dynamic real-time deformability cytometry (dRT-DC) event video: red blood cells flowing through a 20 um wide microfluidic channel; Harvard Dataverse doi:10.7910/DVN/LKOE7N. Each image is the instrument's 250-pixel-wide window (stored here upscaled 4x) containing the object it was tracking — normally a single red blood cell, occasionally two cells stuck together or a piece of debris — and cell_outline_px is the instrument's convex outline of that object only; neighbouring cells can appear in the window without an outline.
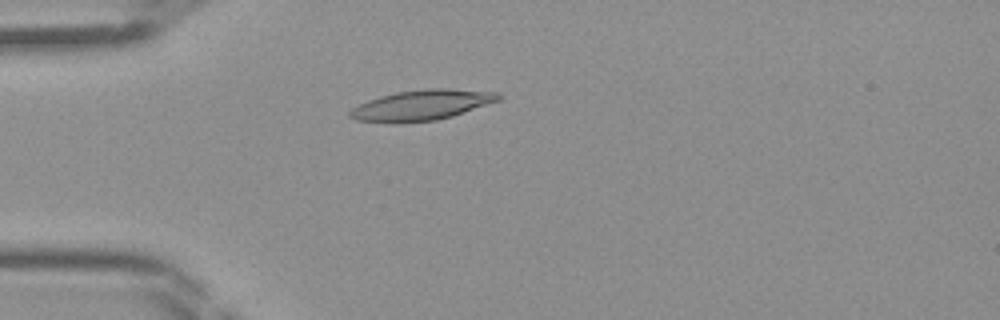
{"species": "Egyptian fruit bat (a non-hibernating species)", "species_latin": "Rousettus aegyptiacus", "temperature_condition": "room temperature", "stored_images_in_passage": 46, "camera_frame_rate_fps": 3000, "um_per_image_px": 0.085, "frame": {"image": 1, "passage_image": 13, "time_ms": 4.0, "image_size_px": [1000, 320], "cell_outline_px": [[504, 96], [500, 100], [452, 116], [436, 120], [396, 124], [356, 120], [348, 116], [348, 112], [352, 108], [368, 100], [380, 96], [396, 92], [428, 88], [448, 88], [500, 92]], "centroid_in_image_um": [35.85, 8.94], "position_along_channel_um": 49.1, "area_um2": 26.65}}
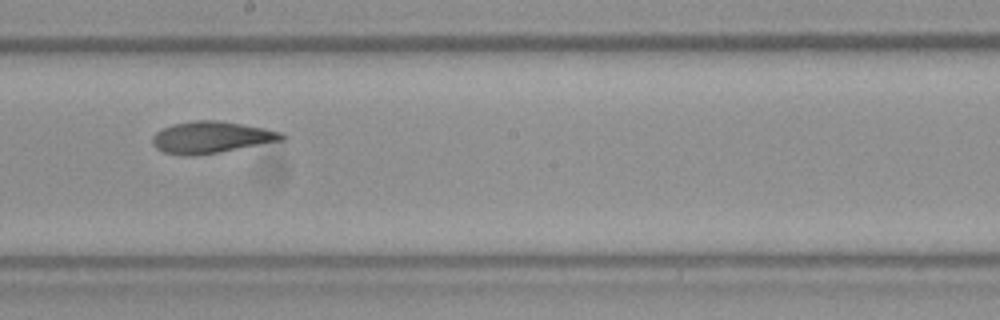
{"frame": {"image": 2, "passage_image": 26, "time_ms": 8.333, "image_size_px": [1000, 320], "cell_outline_px": [[288, 136], [284, 140], [220, 152], [196, 156], [184, 156], [164, 152], [156, 148], [152, 140], [152, 136], [156, 132], [172, 124], [192, 120], [216, 120], [264, 128], [284, 132]], "centroid_in_image_um": [17.98, 11.67], "position_along_channel_um": 230.2, "area_um2": 24.04}}
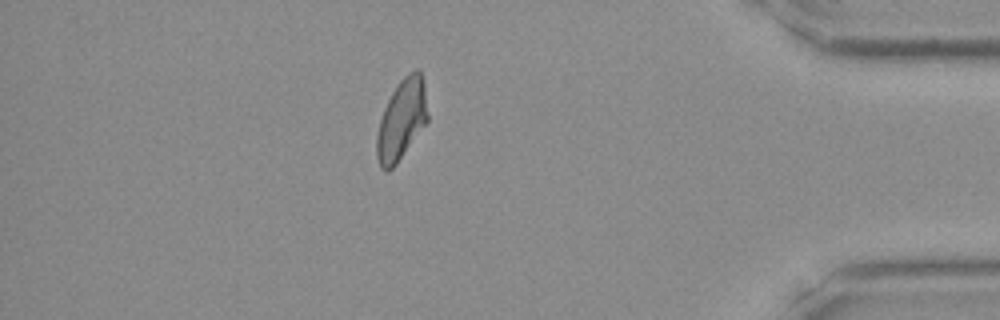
{"frame": {"image": 3, "passage_image": 40, "time_ms": 13.0, "image_size_px": [1000, 320], "cell_outline_px": [[428, 120], [396, 164], [388, 172], [384, 172], [380, 168], [376, 156], [376, 136], [380, 120], [384, 108], [396, 84], [408, 72], [416, 68], [420, 68], [424, 84], [428, 116]], "centroid_in_image_um": [34.12, 10.16], "position_along_channel_um": 401.1, "area_um2": 23.93}}